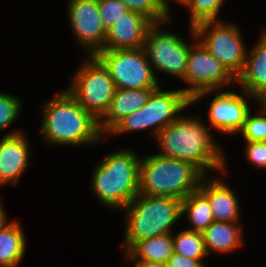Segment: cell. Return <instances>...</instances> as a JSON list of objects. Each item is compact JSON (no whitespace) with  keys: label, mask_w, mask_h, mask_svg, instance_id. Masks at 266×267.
Listing matches in <instances>:
<instances>
[{"label":"cell","mask_w":266,"mask_h":267,"mask_svg":"<svg viewBox=\"0 0 266 267\" xmlns=\"http://www.w3.org/2000/svg\"><path fill=\"white\" fill-rule=\"evenodd\" d=\"M181 115L156 136L158 155L187 161L204 176L210 171L228 174L225 154L209 126L199 116Z\"/></svg>","instance_id":"cell-1"},{"label":"cell","mask_w":266,"mask_h":267,"mask_svg":"<svg viewBox=\"0 0 266 267\" xmlns=\"http://www.w3.org/2000/svg\"><path fill=\"white\" fill-rule=\"evenodd\" d=\"M40 136L54 146L97 145L105 137L99 121L63 90L44 102ZM96 143V144H95Z\"/></svg>","instance_id":"cell-2"},{"label":"cell","mask_w":266,"mask_h":267,"mask_svg":"<svg viewBox=\"0 0 266 267\" xmlns=\"http://www.w3.org/2000/svg\"><path fill=\"white\" fill-rule=\"evenodd\" d=\"M136 151L119 149L104 156L92 170L91 190L105 207L122 211L139 191L140 156Z\"/></svg>","instance_id":"cell-3"},{"label":"cell","mask_w":266,"mask_h":267,"mask_svg":"<svg viewBox=\"0 0 266 267\" xmlns=\"http://www.w3.org/2000/svg\"><path fill=\"white\" fill-rule=\"evenodd\" d=\"M126 226L123 253L138 241L172 233V227L182 218V200L167 196L138 194L124 209Z\"/></svg>","instance_id":"cell-4"},{"label":"cell","mask_w":266,"mask_h":267,"mask_svg":"<svg viewBox=\"0 0 266 267\" xmlns=\"http://www.w3.org/2000/svg\"><path fill=\"white\" fill-rule=\"evenodd\" d=\"M204 175L191 163L158 154L140 158V195L167 196L179 200L198 189Z\"/></svg>","instance_id":"cell-5"},{"label":"cell","mask_w":266,"mask_h":267,"mask_svg":"<svg viewBox=\"0 0 266 267\" xmlns=\"http://www.w3.org/2000/svg\"><path fill=\"white\" fill-rule=\"evenodd\" d=\"M191 106V98L182 90L164 91L161 86L149 96L140 110L125 116L108 133V137L151 129L154 138L167 125L173 123L182 111Z\"/></svg>","instance_id":"cell-6"},{"label":"cell","mask_w":266,"mask_h":267,"mask_svg":"<svg viewBox=\"0 0 266 267\" xmlns=\"http://www.w3.org/2000/svg\"><path fill=\"white\" fill-rule=\"evenodd\" d=\"M86 58L66 90L99 121L109 109L116 87L109 71L95 55Z\"/></svg>","instance_id":"cell-7"},{"label":"cell","mask_w":266,"mask_h":267,"mask_svg":"<svg viewBox=\"0 0 266 267\" xmlns=\"http://www.w3.org/2000/svg\"><path fill=\"white\" fill-rule=\"evenodd\" d=\"M240 28L222 20L203 21L195 26L197 40L237 79L245 66L248 50Z\"/></svg>","instance_id":"cell-8"},{"label":"cell","mask_w":266,"mask_h":267,"mask_svg":"<svg viewBox=\"0 0 266 267\" xmlns=\"http://www.w3.org/2000/svg\"><path fill=\"white\" fill-rule=\"evenodd\" d=\"M169 21L170 18L166 22L153 23L149 27L143 49L154 74L155 71L163 72L184 80L192 44L188 40L186 42L180 34L162 30L161 25Z\"/></svg>","instance_id":"cell-9"},{"label":"cell","mask_w":266,"mask_h":267,"mask_svg":"<svg viewBox=\"0 0 266 267\" xmlns=\"http://www.w3.org/2000/svg\"><path fill=\"white\" fill-rule=\"evenodd\" d=\"M107 68L116 89L158 88L160 85L142 48L103 49L95 55Z\"/></svg>","instance_id":"cell-10"},{"label":"cell","mask_w":266,"mask_h":267,"mask_svg":"<svg viewBox=\"0 0 266 267\" xmlns=\"http://www.w3.org/2000/svg\"><path fill=\"white\" fill-rule=\"evenodd\" d=\"M190 52L187 60L184 82L188 87L181 88L191 99L199 92L224 90L236 79L228 70L197 40L190 26ZM195 40V42H194ZM233 81V82H232Z\"/></svg>","instance_id":"cell-11"},{"label":"cell","mask_w":266,"mask_h":267,"mask_svg":"<svg viewBox=\"0 0 266 267\" xmlns=\"http://www.w3.org/2000/svg\"><path fill=\"white\" fill-rule=\"evenodd\" d=\"M218 93L210 102L208 110L209 128H215L223 134L240 133L244 126L247 114L251 111L249 98H253L255 102H259L255 97L251 96L247 92L238 94L235 91H220L210 90L197 93L191 99V105L205 98L209 94ZM244 94V95H243ZM248 99V100H246Z\"/></svg>","instance_id":"cell-12"},{"label":"cell","mask_w":266,"mask_h":267,"mask_svg":"<svg viewBox=\"0 0 266 267\" xmlns=\"http://www.w3.org/2000/svg\"><path fill=\"white\" fill-rule=\"evenodd\" d=\"M67 13L75 40L94 56L104 49L107 31L100 17L97 0H68Z\"/></svg>","instance_id":"cell-13"},{"label":"cell","mask_w":266,"mask_h":267,"mask_svg":"<svg viewBox=\"0 0 266 267\" xmlns=\"http://www.w3.org/2000/svg\"><path fill=\"white\" fill-rule=\"evenodd\" d=\"M30 144L24 131L13 130L0 139V186L17 185L29 166Z\"/></svg>","instance_id":"cell-14"},{"label":"cell","mask_w":266,"mask_h":267,"mask_svg":"<svg viewBox=\"0 0 266 267\" xmlns=\"http://www.w3.org/2000/svg\"><path fill=\"white\" fill-rule=\"evenodd\" d=\"M153 23L145 16L127 11L107 30L104 49H139L144 46L146 34Z\"/></svg>","instance_id":"cell-15"},{"label":"cell","mask_w":266,"mask_h":267,"mask_svg":"<svg viewBox=\"0 0 266 267\" xmlns=\"http://www.w3.org/2000/svg\"><path fill=\"white\" fill-rule=\"evenodd\" d=\"M224 181V182H223ZM198 190L208 199L214 221L238 223L240 221V203L236 193L224 179L202 177Z\"/></svg>","instance_id":"cell-16"},{"label":"cell","mask_w":266,"mask_h":267,"mask_svg":"<svg viewBox=\"0 0 266 267\" xmlns=\"http://www.w3.org/2000/svg\"><path fill=\"white\" fill-rule=\"evenodd\" d=\"M257 44L247 53L246 62L236 84L259 102L266 98V29Z\"/></svg>","instance_id":"cell-17"},{"label":"cell","mask_w":266,"mask_h":267,"mask_svg":"<svg viewBox=\"0 0 266 267\" xmlns=\"http://www.w3.org/2000/svg\"><path fill=\"white\" fill-rule=\"evenodd\" d=\"M157 88L116 89L110 107L99 120V129L104 136L125 116L143 108L150 94Z\"/></svg>","instance_id":"cell-18"},{"label":"cell","mask_w":266,"mask_h":267,"mask_svg":"<svg viewBox=\"0 0 266 267\" xmlns=\"http://www.w3.org/2000/svg\"><path fill=\"white\" fill-rule=\"evenodd\" d=\"M242 231L239 223L214 221L202 232L208 255L213 252L227 254L239 249L244 242Z\"/></svg>","instance_id":"cell-19"},{"label":"cell","mask_w":266,"mask_h":267,"mask_svg":"<svg viewBox=\"0 0 266 267\" xmlns=\"http://www.w3.org/2000/svg\"><path fill=\"white\" fill-rule=\"evenodd\" d=\"M173 252V234L167 233L138 241L127 253H124L123 258L166 265Z\"/></svg>","instance_id":"cell-20"},{"label":"cell","mask_w":266,"mask_h":267,"mask_svg":"<svg viewBox=\"0 0 266 267\" xmlns=\"http://www.w3.org/2000/svg\"><path fill=\"white\" fill-rule=\"evenodd\" d=\"M20 223L11 221L0 231V265L17 267L27 248L26 236Z\"/></svg>","instance_id":"cell-21"},{"label":"cell","mask_w":266,"mask_h":267,"mask_svg":"<svg viewBox=\"0 0 266 267\" xmlns=\"http://www.w3.org/2000/svg\"><path fill=\"white\" fill-rule=\"evenodd\" d=\"M181 215H187V228L195 232H203L214 222L213 214L208 199L197 189L182 200Z\"/></svg>","instance_id":"cell-22"},{"label":"cell","mask_w":266,"mask_h":267,"mask_svg":"<svg viewBox=\"0 0 266 267\" xmlns=\"http://www.w3.org/2000/svg\"><path fill=\"white\" fill-rule=\"evenodd\" d=\"M173 248L174 252L190 259L203 261L208 256L202 233L186 228L173 235Z\"/></svg>","instance_id":"cell-23"},{"label":"cell","mask_w":266,"mask_h":267,"mask_svg":"<svg viewBox=\"0 0 266 267\" xmlns=\"http://www.w3.org/2000/svg\"><path fill=\"white\" fill-rule=\"evenodd\" d=\"M226 0H184L181 5L187 7L190 12V25L203 21L219 20V13Z\"/></svg>","instance_id":"cell-24"},{"label":"cell","mask_w":266,"mask_h":267,"mask_svg":"<svg viewBox=\"0 0 266 267\" xmlns=\"http://www.w3.org/2000/svg\"><path fill=\"white\" fill-rule=\"evenodd\" d=\"M258 105L259 113L253 115L251 110L240 131L245 142H266V105L262 101Z\"/></svg>","instance_id":"cell-25"},{"label":"cell","mask_w":266,"mask_h":267,"mask_svg":"<svg viewBox=\"0 0 266 267\" xmlns=\"http://www.w3.org/2000/svg\"><path fill=\"white\" fill-rule=\"evenodd\" d=\"M128 10L139 13L148 18L152 23L166 22L171 18V12L167 11L158 0H119Z\"/></svg>","instance_id":"cell-26"},{"label":"cell","mask_w":266,"mask_h":267,"mask_svg":"<svg viewBox=\"0 0 266 267\" xmlns=\"http://www.w3.org/2000/svg\"><path fill=\"white\" fill-rule=\"evenodd\" d=\"M20 98L9 93H0V132L11 126L21 112Z\"/></svg>","instance_id":"cell-27"},{"label":"cell","mask_w":266,"mask_h":267,"mask_svg":"<svg viewBox=\"0 0 266 267\" xmlns=\"http://www.w3.org/2000/svg\"><path fill=\"white\" fill-rule=\"evenodd\" d=\"M100 17L106 31L124 15L128 8L119 0H97Z\"/></svg>","instance_id":"cell-28"},{"label":"cell","mask_w":266,"mask_h":267,"mask_svg":"<svg viewBox=\"0 0 266 267\" xmlns=\"http://www.w3.org/2000/svg\"><path fill=\"white\" fill-rule=\"evenodd\" d=\"M245 155L256 168L266 169V142H245Z\"/></svg>","instance_id":"cell-29"},{"label":"cell","mask_w":266,"mask_h":267,"mask_svg":"<svg viewBox=\"0 0 266 267\" xmlns=\"http://www.w3.org/2000/svg\"><path fill=\"white\" fill-rule=\"evenodd\" d=\"M166 267H205L203 261L190 259L176 252L169 258Z\"/></svg>","instance_id":"cell-30"},{"label":"cell","mask_w":266,"mask_h":267,"mask_svg":"<svg viewBox=\"0 0 266 267\" xmlns=\"http://www.w3.org/2000/svg\"><path fill=\"white\" fill-rule=\"evenodd\" d=\"M127 261V262H126ZM124 265H128V263H132V267H166L165 264L156 263V262H149V261H142V260H126L124 261Z\"/></svg>","instance_id":"cell-31"},{"label":"cell","mask_w":266,"mask_h":267,"mask_svg":"<svg viewBox=\"0 0 266 267\" xmlns=\"http://www.w3.org/2000/svg\"><path fill=\"white\" fill-rule=\"evenodd\" d=\"M3 205L0 206V231L10 222L7 219Z\"/></svg>","instance_id":"cell-32"},{"label":"cell","mask_w":266,"mask_h":267,"mask_svg":"<svg viewBox=\"0 0 266 267\" xmlns=\"http://www.w3.org/2000/svg\"><path fill=\"white\" fill-rule=\"evenodd\" d=\"M163 6L164 8L167 10V11H171L170 10V4L168 2H170L171 0H158ZM175 3H179L181 4L184 0H173Z\"/></svg>","instance_id":"cell-33"},{"label":"cell","mask_w":266,"mask_h":267,"mask_svg":"<svg viewBox=\"0 0 266 267\" xmlns=\"http://www.w3.org/2000/svg\"><path fill=\"white\" fill-rule=\"evenodd\" d=\"M262 102H263V104L266 105V98H264V99L262 100Z\"/></svg>","instance_id":"cell-34"}]
</instances>
